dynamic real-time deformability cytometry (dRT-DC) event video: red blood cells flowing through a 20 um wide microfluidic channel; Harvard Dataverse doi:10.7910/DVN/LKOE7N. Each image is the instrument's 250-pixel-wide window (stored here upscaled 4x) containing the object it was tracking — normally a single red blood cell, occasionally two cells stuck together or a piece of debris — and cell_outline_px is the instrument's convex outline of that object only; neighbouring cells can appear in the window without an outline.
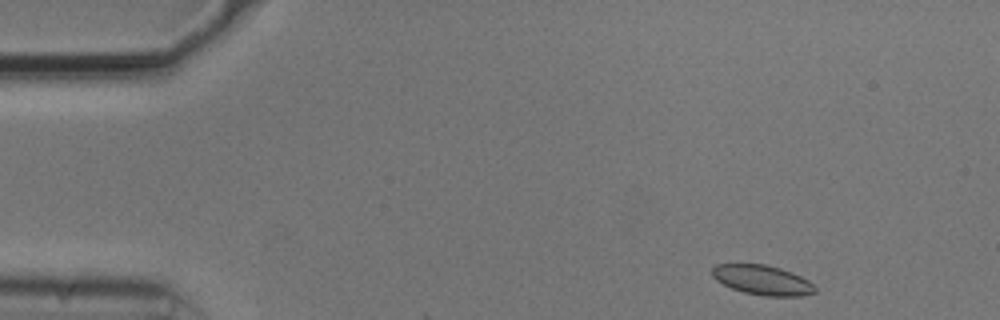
{"species": "common noctule bat (a hibernating species)", "species_latin": "Nyctalus noctula", "temperature_condition": "cold", "stored_images_in_passage": 25, "camera_frame_rate_fps": 3000, "um_per_image_px": 0.085, "animal": {"sex": "male", "body_mass_g": 20.5, "forearm_length_mm": 52.5}, "frame": {"image": 1, "passage_image": 1, "time_ms": 0.0, "image_size_px": [1000, 320], "cell_outline_px": [[816, 292], [800, 296], [764, 296], [744, 292], [732, 288], [716, 280], [712, 276], [712, 268], [716, 264], [764, 264], [780, 268], [792, 272], [808, 280], [816, 288]], "centroid_in_image_um": [64.8, 23.8], "position_along_channel_um": 20.2, "area_um2": 17.74}}
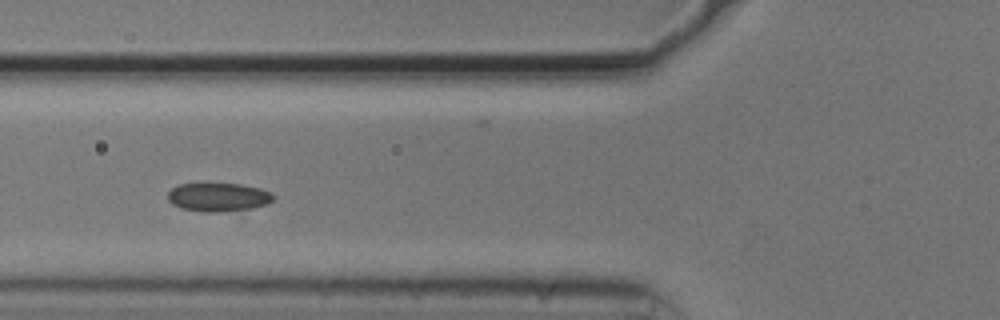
{"frame": {"image": 2, "passage_image": 15, "time_ms": 4.667, "image_size_px": [1000, 320], "cell_outline_px": [[276, 196], [268, 204], [252, 208], [220, 212], [204, 212], [180, 208], [172, 204], [168, 200], [168, 192], [172, 188], [180, 184], [240, 184], [260, 188], [272, 192]], "centroid_in_image_um": [18.58, 16.76], "position_along_channel_um": 107.2, "area_um2": 17.63}}
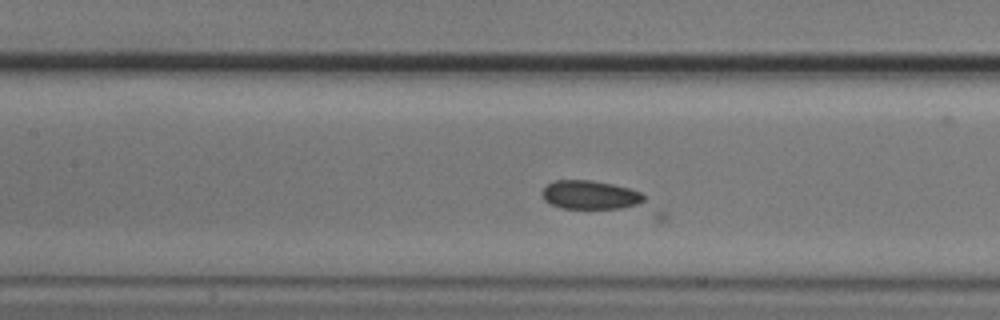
{"frame": {"image": 3, "passage_image": 19, "time_ms": 6.0, "image_size_px": [1000, 320], "cell_outline_px": [[644, 200], [636, 204], [620, 208], [560, 208], [544, 200], [544, 188], [548, 184], [556, 180], [592, 180], [612, 184], [628, 188], [640, 192], [644, 196]], "centroid_in_image_um": [50.15, 16.56], "position_along_channel_um": 157.3, "area_um2": 16.65}}